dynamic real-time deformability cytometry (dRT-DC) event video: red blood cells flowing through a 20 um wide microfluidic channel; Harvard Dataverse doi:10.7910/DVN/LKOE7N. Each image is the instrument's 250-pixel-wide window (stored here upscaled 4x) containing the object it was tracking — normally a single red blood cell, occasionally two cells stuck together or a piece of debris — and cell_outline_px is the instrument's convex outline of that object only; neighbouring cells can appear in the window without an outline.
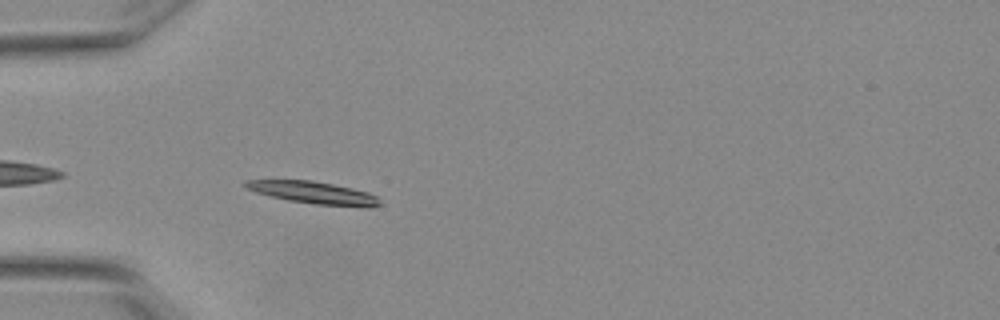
{"species": "Egyptian fruit bat (a non-hibernating species)", "species_latin": "Rousettus aegyptiacus", "temperature_condition": "warm", "stored_images_in_passage": 6, "camera_frame_rate_fps": 3000, "um_per_image_px": 0.085, "animal": {"sex": "female"}, "frame": {"image": 1, "passage_image": 3, "time_ms": 0.667, "image_size_px": [1000, 320], "cell_outline_px": [[380, 204], [368, 208], [364, 208], [316, 204], [288, 200], [256, 192], [240, 184], [248, 180], [308, 180], [332, 184], [352, 188], [368, 192], [376, 196]], "centroid_in_image_um": [26.67, 16.39], "position_along_channel_um": 58.3, "area_um2": 17.28}}